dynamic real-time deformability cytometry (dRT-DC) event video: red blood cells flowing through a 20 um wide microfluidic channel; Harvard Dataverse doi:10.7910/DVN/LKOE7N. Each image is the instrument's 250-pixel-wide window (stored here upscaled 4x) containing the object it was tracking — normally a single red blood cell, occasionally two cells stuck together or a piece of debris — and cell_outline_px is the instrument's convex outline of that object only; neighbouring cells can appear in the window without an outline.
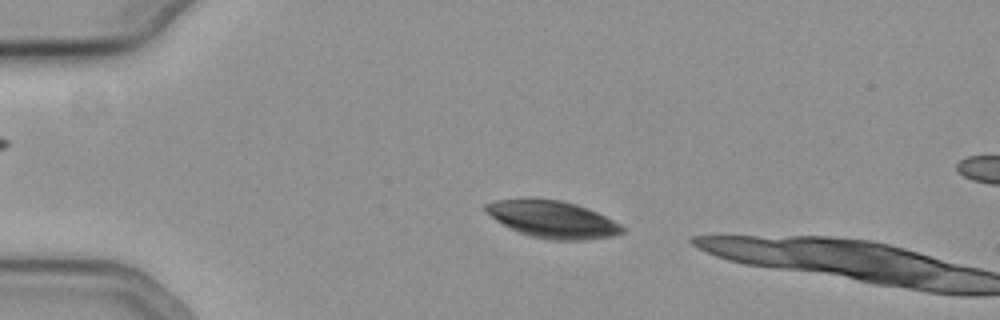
{"species": "common noctule bat (a hibernating species)", "species_latin": "Nyctalus noctula", "temperature_condition": "cold", "stored_images_in_passage": 8, "camera_frame_rate_fps": 3000, "um_per_image_px": 0.085, "animal": {"sex": "female", "body_mass_g": 19.3, "forearm_length_mm": 54.1}, "frame": {"image": 1, "passage_image": 5, "time_ms": 1.333, "image_size_px": [1000, 320], "cell_outline_px": [[624, 232], [612, 236], [588, 240], [552, 240], [532, 236], [520, 232], [496, 220], [484, 208], [484, 204], [496, 200], [560, 200], [576, 204], [588, 208], [620, 224], [624, 228]], "centroid_in_image_um": [47.02, 18.67], "position_along_channel_um": 38.0, "area_um2": 28.73}}